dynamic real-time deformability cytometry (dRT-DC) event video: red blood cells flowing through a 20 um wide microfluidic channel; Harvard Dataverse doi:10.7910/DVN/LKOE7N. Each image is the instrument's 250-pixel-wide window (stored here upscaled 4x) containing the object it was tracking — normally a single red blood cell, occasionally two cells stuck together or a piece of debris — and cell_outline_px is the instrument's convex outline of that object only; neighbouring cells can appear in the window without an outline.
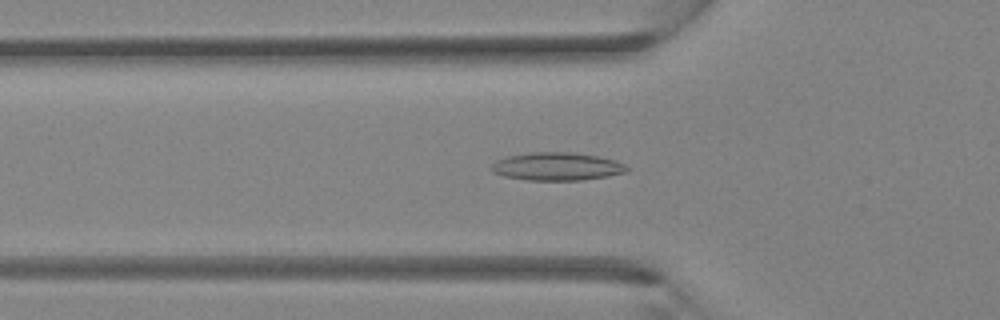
{"species": "Egyptian fruit bat (a non-hibernating species)", "species_latin": "Rousettus aegyptiacus", "temperature_condition": "room temperature", "stored_images_in_passage": 42, "camera_frame_rate_fps": 3000, "um_per_image_px": 0.085, "animal": {"sex": "female"}, "frame": {"image": 1, "passage_image": 14, "time_ms": 4.333, "image_size_px": [1000, 320], "cell_outline_px": [[628, 172], [608, 176], [580, 180], [524, 180], [504, 176], [492, 172], [492, 164], [496, 160], [508, 156], [532, 152], [572, 152], [596, 156], [616, 160], [624, 164], [628, 168]], "centroid_in_image_um": [47.34, 14.15], "position_along_channel_um": 78.5, "area_um2": 22.08}}
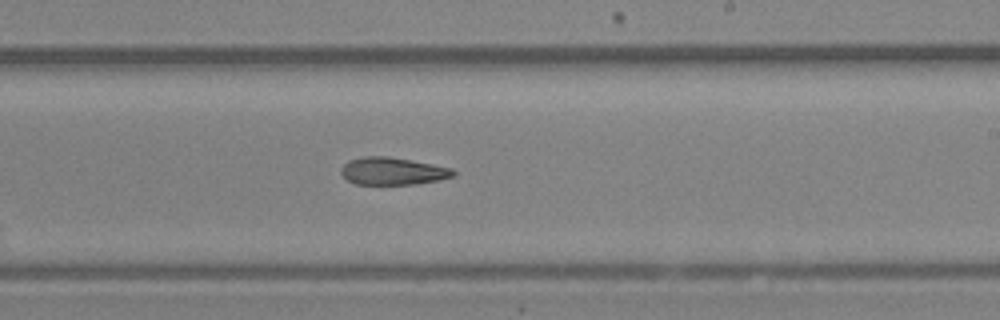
{"frame": {"image": 2, "passage_image": 25, "time_ms": 8.0, "image_size_px": [1000, 320], "cell_outline_px": [[456, 176], [440, 180], [416, 184], [356, 184], [348, 180], [340, 172], [340, 168], [348, 160], [364, 156], [388, 156], [432, 164], [452, 168], [456, 172]], "centroid_in_image_um": [33.39, 14.54], "position_along_channel_um": 255.6, "area_um2": 18.03}}
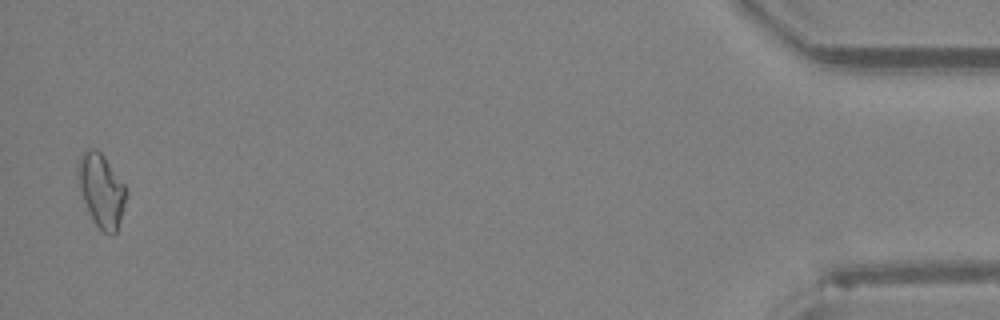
{"frame": {"image": 3, "passage_image": 41, "time_ms": 13.333, "image_size_px": [1000, 320], "cell_outline_px": [[128, 192], [116, 232], [112, 236], [104, 232], [96, 224], [80, 192], [76, 176], [76, 168], [80, 156], [88, 148], [96, 148], [104, 156], [128, 188]], "centroid_in_image_um": [8.61, 16.13], "position_along_channel_um": 426.6, "area_um2": 20.58}}